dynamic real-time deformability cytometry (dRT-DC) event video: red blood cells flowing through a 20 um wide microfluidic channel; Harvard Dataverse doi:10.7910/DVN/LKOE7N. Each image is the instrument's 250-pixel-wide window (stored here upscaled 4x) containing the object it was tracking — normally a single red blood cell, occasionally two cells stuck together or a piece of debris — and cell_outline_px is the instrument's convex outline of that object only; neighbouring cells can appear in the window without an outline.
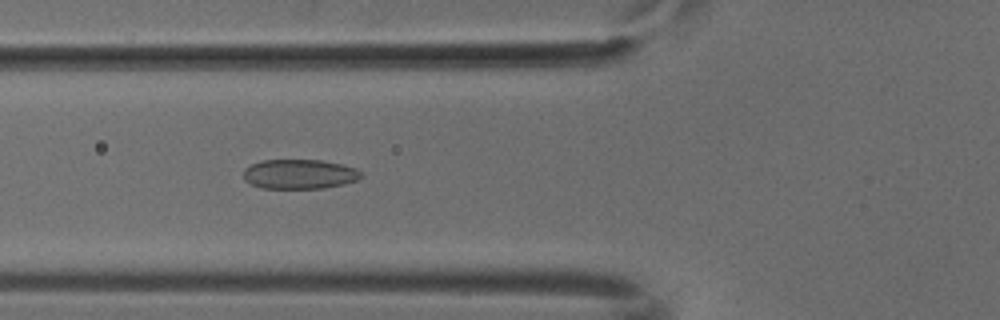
{"species": "common noctule bat (a hibernating species)", "species_latin": "Nyctalus noctula", "temperature_condition": "cold", "stored_images_in_passage": 53, "camera_frame_rate_fps": 3000, "um_per_image_px": 0.085, "animal": {"sex": "male", "body_mass_g": 18.8}, "frame": {"image": 1, "passage_image": 20, "time_ms": 6.333, "image_size_px": [1000, 320], "cell_outline_px": [[364, 176], [356, 180], [344, 184], [324, 188], [260, 188], [244, 180], [244, 168], [252, 164], [264, 160], [320, 160], [340, 164], [356, 168], [364, 172]], "centroid_in_image_um": [25.48, 14.8], "position_along_channel_um": 100.3, "area_um2": 20.35}}
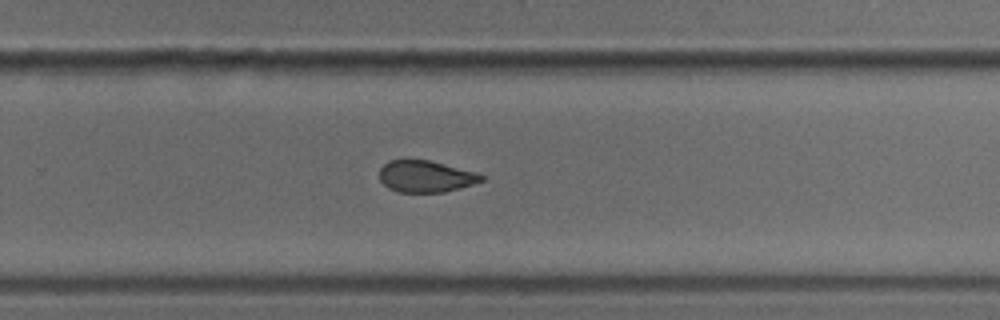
{"frame": {"image": 2, "passage_image": 35, "time_ms": 11.333, "image_size_px": [1000, 320], "cell_outline_px": [[484, 180], [460, 188], [444, 192], [396, 192], [388, 188], [380, 180], [380, 168], [388, 160], [428, 160], [476, 172], [484, 176]], "centroid_in_image_um": [36.17, 15.0], "position_along_channel_um": 293.6, "area_um2": 18.73}}
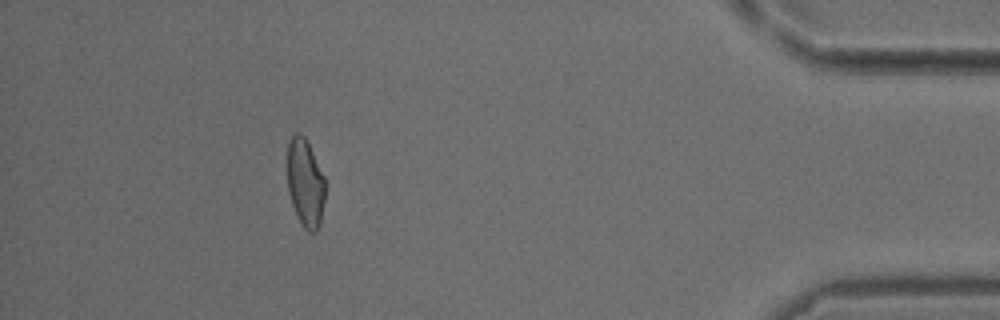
{"frame": {"image": 3, "passage_image": 48, "time_ms": 15.667, "image_size_px": [1000, 320], "cell_outline_px": [[324, 200], [320, 224], [316, 232], [308, 232], [300, 224], [292, 204], [288, 192], [288, 140], [296, 132], [300, 132], [304, 136], [324, 176]], "centroid_in_image_um": [25.94, 15.57], "position_along_channel_um": 409.3, "area_um2": 19.31}}